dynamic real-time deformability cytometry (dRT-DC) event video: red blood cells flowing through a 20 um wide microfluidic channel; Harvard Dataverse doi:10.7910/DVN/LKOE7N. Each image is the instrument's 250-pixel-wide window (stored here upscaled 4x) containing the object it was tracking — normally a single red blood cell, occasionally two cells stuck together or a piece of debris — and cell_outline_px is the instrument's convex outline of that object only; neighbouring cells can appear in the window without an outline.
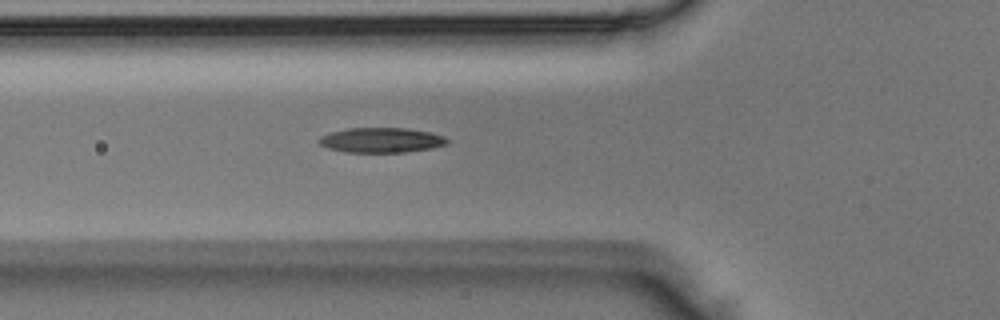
{"species": "Egyptian fruit bat (a non-hibernating species)", "species_latin": "Rousettus aegyptiacus", "temperature_condition": "room temperature", "stored_images_in_passage": 3, "camera_frame_rate_fps": 3000, "um_per_image_px": 0.085, "animal": {"sex": "male"}, "frame": {"image": 1, "passage_image": 3, "time_ms": 0.667, "image_size_px": [1000, 320], "cell_outline_px": [[448, 144], [432, 148], [404, 152], [344, 152], [328, 148], [320, 144], [316, 140], [320, 136], [332, 132], [348, 128], [408, 128], [428, 132], [444, 136], [448, 140]], "centroid_in_image_um": [32.39, 11.91], "position_along_channel_um": 93.4, "area_um2": 18.61}}